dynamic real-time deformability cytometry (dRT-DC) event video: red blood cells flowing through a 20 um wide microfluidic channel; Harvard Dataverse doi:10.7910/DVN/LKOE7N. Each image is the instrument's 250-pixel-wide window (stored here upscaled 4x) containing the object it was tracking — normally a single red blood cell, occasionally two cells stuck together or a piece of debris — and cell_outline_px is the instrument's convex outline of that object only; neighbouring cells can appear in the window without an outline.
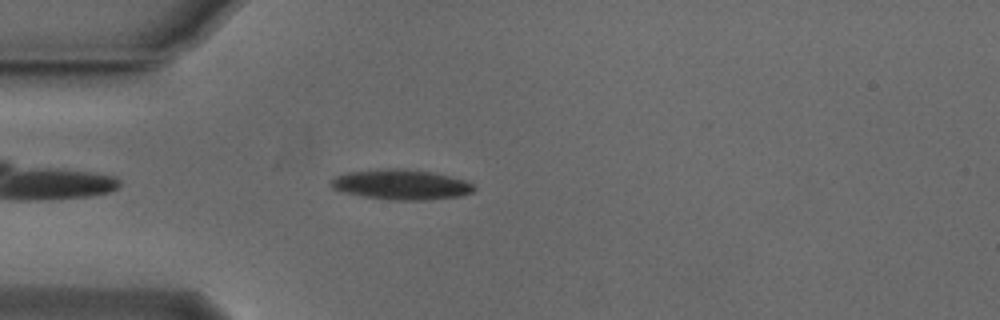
{"species": "Egyptian fruit bat (a non-hibernating species)", "species_latin": "Rousettus aegyptiacus", "temperature_condition": "cold", "stored_images_in_passage": 29, "camera_frame_rate_fps": 3000, "um_per_image_px": 0.085, "animal": {"sex": "male"}, "frame": {"image": 1, "passage_image": 2, "time_ms": 0.333, "image_size_px": [1000, 320], "cell_outline_px": [[476, 188], [472, 192], [460, 196], [424, 200], [388, 200], [364, 196], [344, 192], [332, 188], [332, 180], [336, 176], [348, 172], [388, 168], [404, 168], [432, 172], [464, 180], [472, 184]], "centroid_in_image_um": [34.11, 15.69], "position_along_channel_um": 50.9, "area_um2": 24.91}}
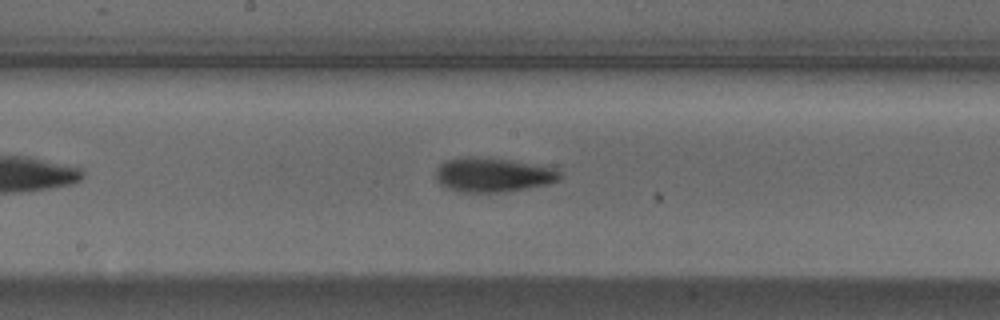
{"frame": {"image": 2, "passage_image": 15, "time_ms": 4.667, "image_size_px": [1000, 320], "cell_outline_px": [[560, 180], [548, 184], [504, 192], [460, 192], [448, 188], [440, 184], [436, 176], [436, 168], [444, 160], [456, 156], [488, 156], [512, 160], [556, 168], [560, 172]], "centroid_in_image_um": [41.87, 14.83], "position_along_channel_um": 206.3, "area_um2": 25.32}}
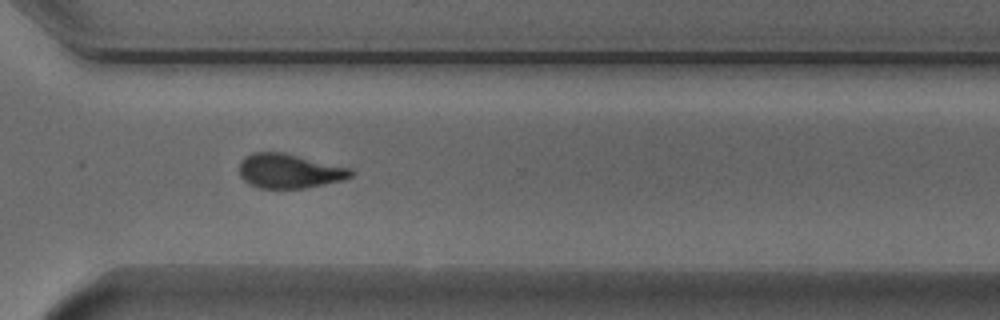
{"frame": {"image": 3, "passage_image": 26, "time_ms": 8.333, "image_size_px": [1000, 320], "cell_outline_px": [[356, 172], [352, 176], [340, 180], [324, 184], [304, 188], [260, 188], [248, 184], [240, 176], [240, 160], [244, 156], [252, 152], [280, 152], [352, 168]], "centroid_in_image_um": [24.57, 14.53], "position_along_channel_um": 346.0, "area_um2": 22.31}, "authors_computed_cell_mechanics": {"area_um2": 24.1604, "velocity_mm_per_s": 3.8234, "shape_relaxation_time_tau1_ms": 3.9731, "shape_relaxation_time_tau2_ms": 4.9596, "deformation_change_tau1": 0.1528, "deformation_change_tau2": 0.1251}}